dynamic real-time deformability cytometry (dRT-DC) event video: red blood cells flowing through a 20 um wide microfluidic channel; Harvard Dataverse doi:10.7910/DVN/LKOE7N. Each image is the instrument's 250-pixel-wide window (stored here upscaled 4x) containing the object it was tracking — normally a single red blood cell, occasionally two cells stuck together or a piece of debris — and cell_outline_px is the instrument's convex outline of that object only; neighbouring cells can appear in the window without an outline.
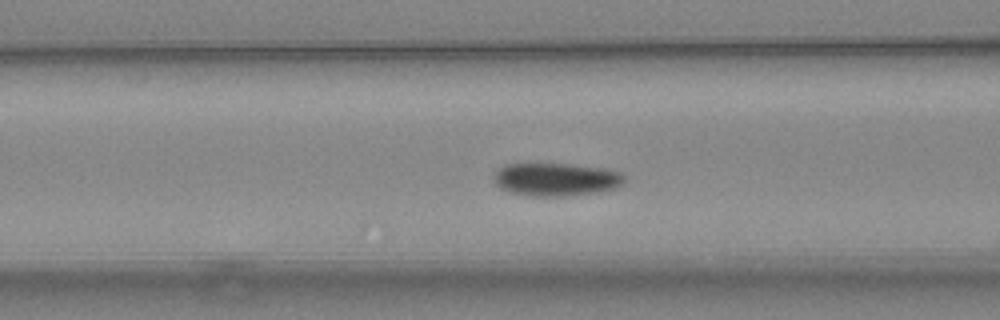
{"species": "common noctule bat (a hibernating species)", "species_latin": "Nyctalus noctula", "temperature_condition": "warm", "stored_images_in_passage": 47, "camera_frame_rate_fps": 3000, "um_per_image_px": 0.085, "animal": {"sex": "female", "body_mass_g": 24.6, "forearm_length_mm": 56.2}, "frame": {"image": 1, "passage_image": 16, "time_ms": 5.0, "image_size_px": [1000, 320], "cell_outline_px": [[624, 184], [612, 188], [596, 192], [564, 196], [532, 196], [508, 192], [500, 188], [496, 184], [492, 176], [504, 164], [572, 164], [604, 168], [620, 172], [624, 176]], "centroid_in_image_um": [47.23, 15.24], "position_along_channel_um": 119.4, "area_um2": 25.09}}
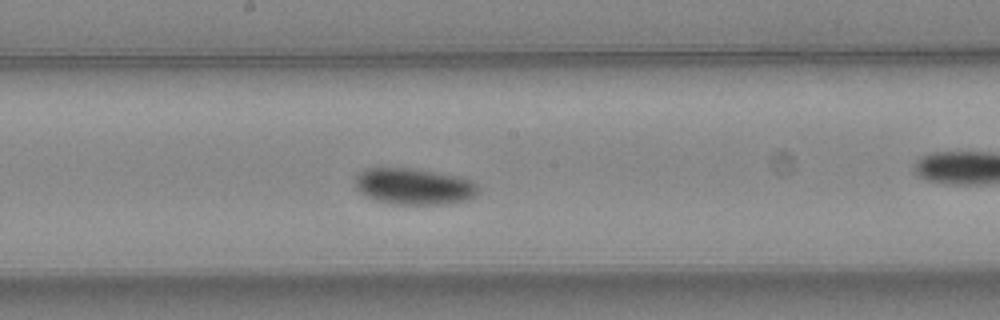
{"frame": {"image": 2, "passage_image": 23, "time_ms": 7.333, "image_size_px": [1000, 320], "cell_outline_px": [[480, 192], [476, 196], [468, 200], [444, 204], [388, 204], [376, 200], [360, 192], [356, 188], [356, 172], [364, 168], [408, 168], [456, 176], [472, 180], [480, 188]], "centroid_in_image_um": [35.19, 15.85], "position_along_channel_um": 213.0, "area_um2": 26.18}}
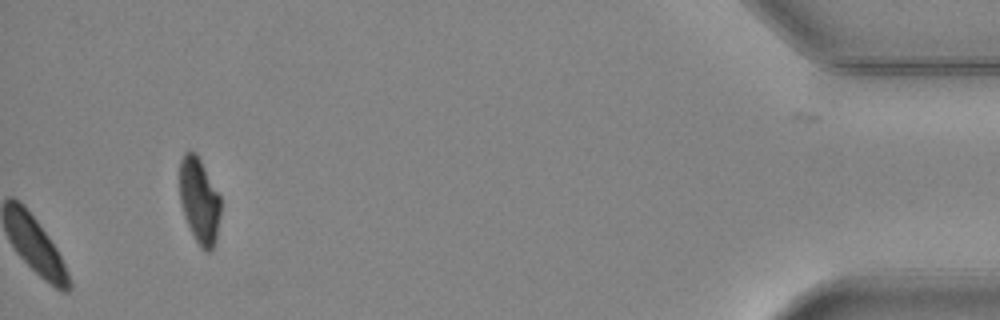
{"frame": {"image": 3, "passage_image": 47, "time_ms": 15.333, "image_size_px": [1000, 320], "cell_outline_px": [[220, 216], [216, 244], [208, 252], [196, 240], [184, 216], [180, 200], [180, 160], [184, 152], [196, 152], [220, 196]], "centroid_in_image_um": [16.95, 17.04], "position_along_channel_um": 418.3, "area_um2": 20.23}, "authors_computed_cell_mechanics": {"area_um2": 24.7384, "velocity_mm_per_s": 4.026, "shape_relaxation_time_tau1_ms": 2.3463, "shape_relaxation_time_tau2_ms": null, "deformation_change_tau1": 0.0771, "deformation_change_tau2": null}}